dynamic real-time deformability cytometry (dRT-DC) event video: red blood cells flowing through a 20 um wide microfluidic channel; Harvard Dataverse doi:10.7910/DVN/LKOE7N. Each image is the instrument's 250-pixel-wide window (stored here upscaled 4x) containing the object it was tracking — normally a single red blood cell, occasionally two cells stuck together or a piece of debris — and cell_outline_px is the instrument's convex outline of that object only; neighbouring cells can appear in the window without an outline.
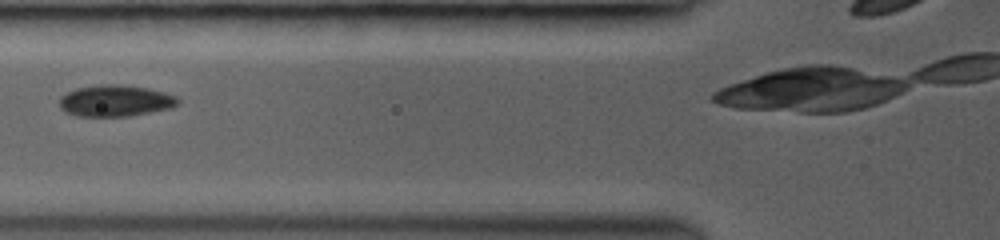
{"species": "common noctule bat (a hibernating species)", "species_latin": "Nyctalus noctula", "temperature_condition": "room temperature", "stored_images_in_passage": 10, "camera_frame_rate_fps": 3000, "um_per_image_px": 0.085, "animal": {"sex": "female", "body_mass_g": 19.0, "forearm_length_mm": 53.3}, "frame": {"image": 1, "passage_image": 4, "time_ms": 2.667, "image_size_px": [1000, 240], "cell_outline_px": [[180, 104], [172, 108], [152, 112], [128, 116], [76, 116], [64, 112], [60, 108], [60, 96], [76, 88], [96, 84], [120, 84], [148, 88], [164, 92], [176, 96], [180, 100]], "centroid_in_image_um": [9.82, 8.56], "position_along_channel_um": 116.0, "area_um2": 22.02}}
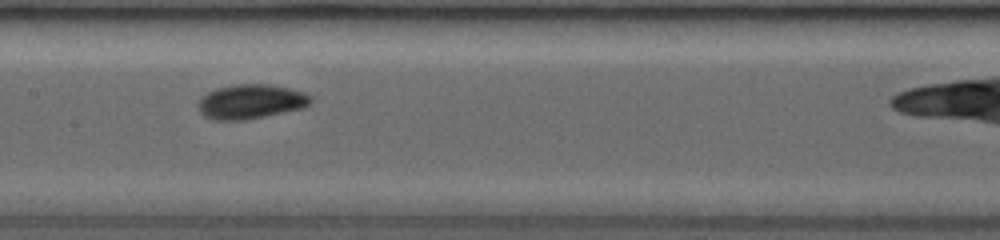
{"frame": {"image": 2, "passage_image": 6, "time_ms": 4.333, "image_size_px": [1000, 240], "cell_outline_px": [[312, 100], [304, 108], [244, 120], [212, 120], [204, 116], [200, 112], [200, 96], [216, 88], [232, 84], [272, 84], [304, 92], [312, 96]], "centroid_in_image_um": [21.32, 8.63], "position_along_channel_um": 186.1, "area_um2": 22.66}}
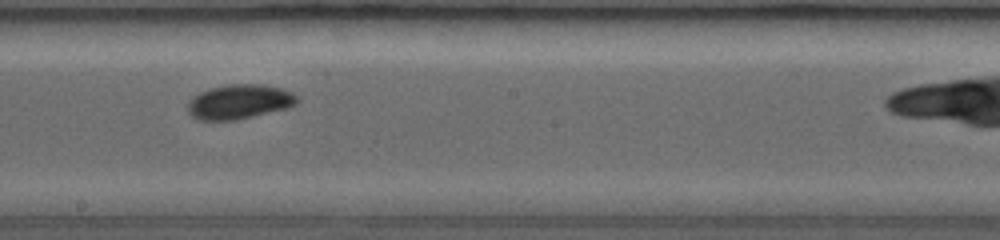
{"frame": {"image": 3, "passage_image": 7, "time_ms": 5.333, "image_size_px": [1000, 240], "cell_outline_px": [[300, 100], [296, 104], [288, 108], [236, 120], [196, 120], [188, 112], [188, 100], [192, 96], [208, 88], [228, 84], [260, 84], [280, 88], [292, 92], [300, 96]], "centroid_in_image_um": [20.35, 8.64], "position_along_channel_um": 227.9, "area_um2": 22.31}}